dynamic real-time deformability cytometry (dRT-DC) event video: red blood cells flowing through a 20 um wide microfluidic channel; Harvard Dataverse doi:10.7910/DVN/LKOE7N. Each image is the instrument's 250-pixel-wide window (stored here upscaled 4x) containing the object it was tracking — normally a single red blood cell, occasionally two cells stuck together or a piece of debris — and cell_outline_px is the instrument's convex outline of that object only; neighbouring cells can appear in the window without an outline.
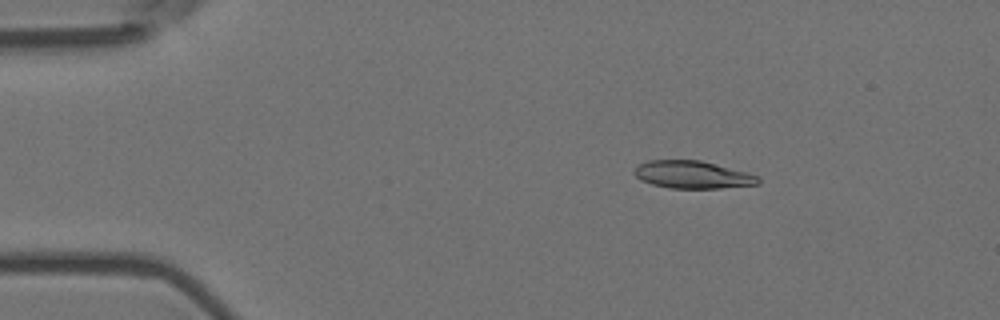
{"species": "Egyptian fruit bat (a non-hibernating species)", "species_latin": "Rousettus aegyptiacus", "temperature_condition": "room temperature", "stored_images_in_passage": 55, "camera_frame_rate_fps": 3000, "um_per_image_px": 0.085, "animal": {"sex": "female"}, "frame": {"image": 1, "passage_image": 9, "time_ms": 2.667, "image_size_px": [1000, 320], "cell_outline_px": [[760, 184], [720, 188], [668, 188], [652, 184], [640, 180], [632, 172], [640, 164], [648, 160], [700, 160], [760, 176]], "centroid_in_image_um": [58.86, 14.85], "position_along_channel_um": 26.1, "area_um2": 19.83}}
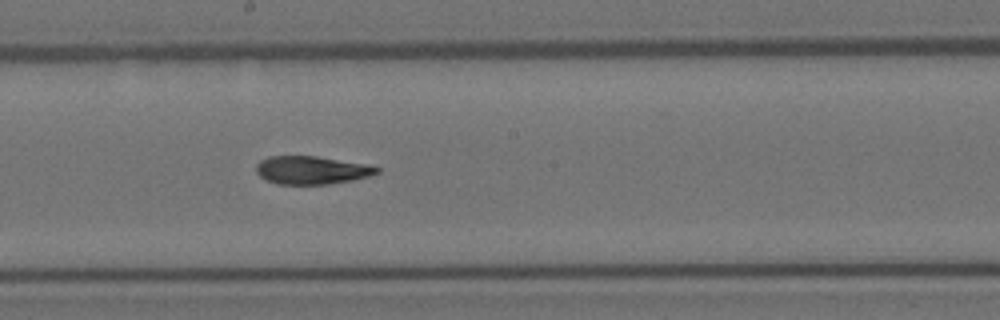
{"frame": {"image": 2, "passage_image": 30, "time_ms": 9.667, "image_size_px": [1000, 320], "cell_outline_px": [[380, 172], [372, 176], [352, 180], [328, 184], [276, 184], [264, 180], [256, 172], [256, 164], [260, 160], [268, 156], [316, 156], [368, 164], [380, 168]], "centroid_in_image_um": [26.49, 14.46], "position_along_channel_um": 221.7, "area_um2": 20.0}}
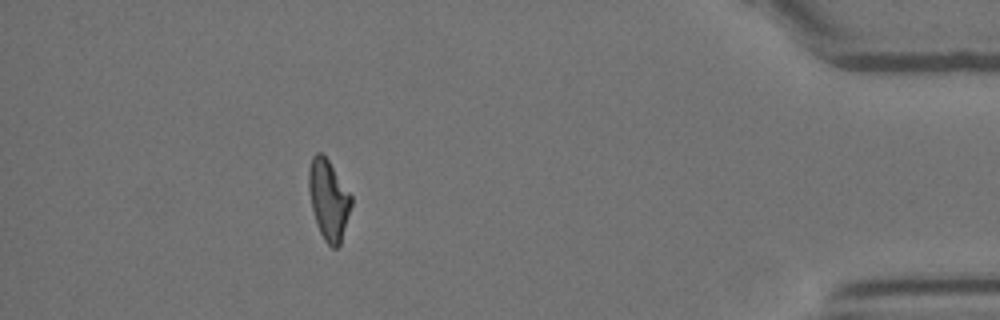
{"frame": {"image": 3, "passage_image": 49, "time_ms": 16.0, "image_size_px": [1000, 320], "cell_outline_px": [[352, 204], [340, 244], [336, 248], [332, 248], [324, 240], [320, 232], [312, 208], [308, 188], [308, 168], [312, 156], [316, 152], [320, 152], [328, 160], [352, 196]], "centroid_in_image_um": [27.92, 16.96], "position_along_channel_um": 407.3, "area_um2": 19.65}, "authors_computed_cell_mechanics": {"area_um2": 20.4612, "velocity_mm_per_s": 3.7381, "shape_relaxation_time_tau1_ms": 7.7912, "shape_relaxation_time_tau2_ms": 3.7749, "deformation_change_tau1": 0.2348, "deformation_change_tau2": 0.1038}}